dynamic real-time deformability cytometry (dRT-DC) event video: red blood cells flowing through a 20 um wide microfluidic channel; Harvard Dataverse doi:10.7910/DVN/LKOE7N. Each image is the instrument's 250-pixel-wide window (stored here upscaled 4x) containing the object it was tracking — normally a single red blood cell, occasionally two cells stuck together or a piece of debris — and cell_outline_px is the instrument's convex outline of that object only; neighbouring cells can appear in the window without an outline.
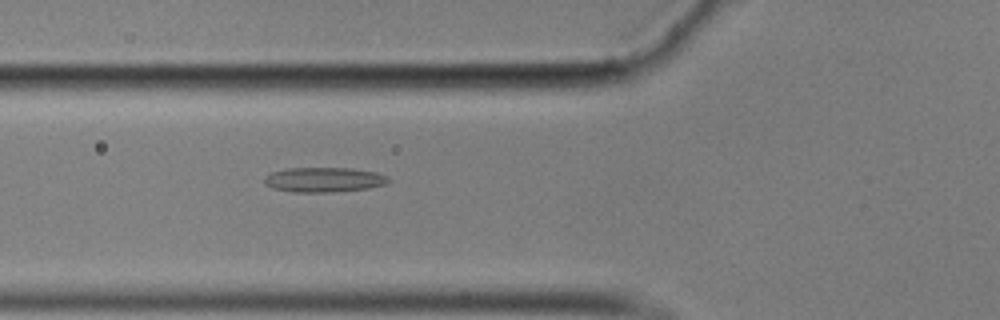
{"species": "common noctule bat (a hibernating species)", "species_latin": "Nyctalus noctula", "temperature_condition": "cold", "stored_images_in_passage": 51, "camera_frame_rate_fps": 3000, "um_per_image_px": 0.085, "animal": {"sex": "male", "body_mass_g": 17.9}, "frame": {"image": 1, "passage_image": 15, "time_ms": 4.667, "image_size_px": [1000, 320], "cell_outline_px": [[392, 180], [388, 184], [368, 188], [332, 192], [292, 192], [272, 188], [264, 184], [264, 176], [272, 172], [288, 168], [352, 168], [376, 172], [388, 176]], "centroid_in_image_um": [27.56, 15.27], "position_along_channel_um": 98.2, "area_um2": 18.15}}
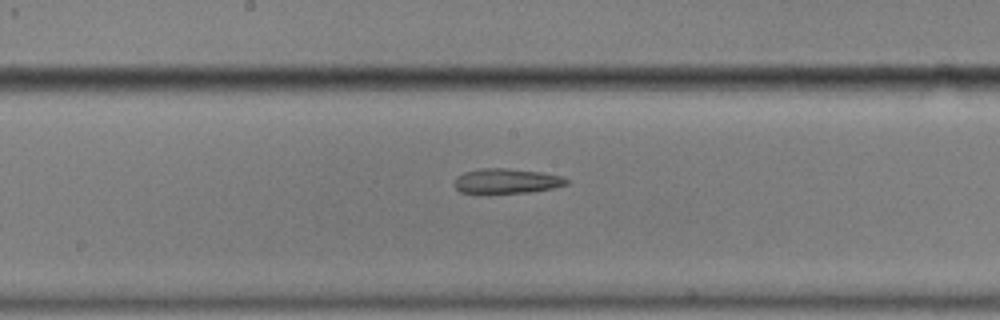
{"frame": {"image": 2, "passage_image": 24, "time_ms": 7.667, "image_size_px": [1000, 320], "cell_outline_px": [[568, 184], [552, 188], [528, 192], [476, 196], [460, 192], [452, 184], [456, 176], [464, 172], [480, 168], [508, 168], [540, 172], [560, 176], [568, 180]], "centroid_in_image_um": [42.92, 15.43], "position_along_channel_um": 205.3, "area_um2": 16.99}}
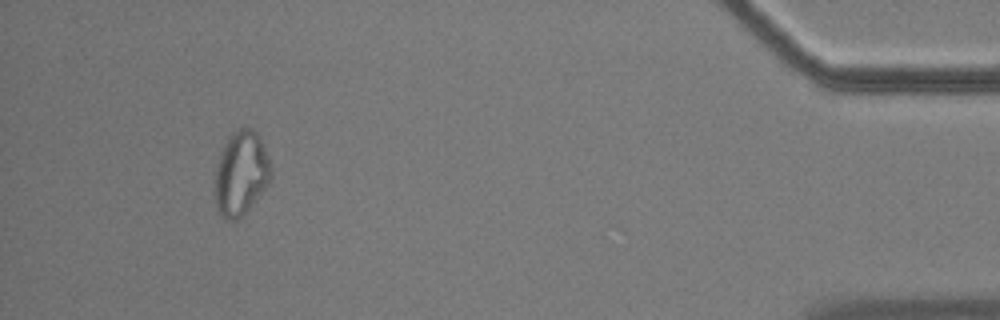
{"frame": {"image": 3, "passage_image": 47, "time_ms": 15.333, "image_size_px": [1000, 320], "cell_outline_px": [[272, 176], [264, 188], [248, 208], [236, 220], [228, 220], [216, 208], [216, 164], [224, 144], [228, 136], [240, 128], [252, 128], [260, 136], [272, 168]], "centroid_in_image_um": [20.49, 14.68], "position_along_channel_um": 414.7, "area_um2": 26.93}, "authors_computed_cell_mechanics": {"area_um2": 18.0914, "velocity_mm_per_s": 3.5387, "shape_relaxation_time_tau1_ms": null, "shape_relaxation_time_tau2_ms": 4.3644, "deformation_change_tau1": null, "deformation_change_tau2": 0.1277}}